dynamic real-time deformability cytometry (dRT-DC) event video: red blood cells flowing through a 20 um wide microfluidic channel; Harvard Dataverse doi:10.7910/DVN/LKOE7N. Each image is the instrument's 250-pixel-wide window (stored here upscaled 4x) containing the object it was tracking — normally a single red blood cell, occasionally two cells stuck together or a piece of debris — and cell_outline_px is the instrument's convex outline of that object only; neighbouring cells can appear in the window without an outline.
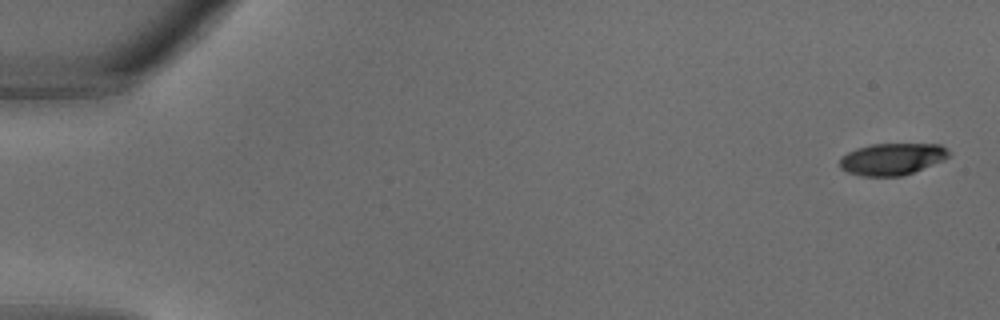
{"species": "common noctule bat (a hibernating species)", "species_latin": "Nyctalus noctula", "temperature_condition": "warm", "stored_images_in_passage": 34, "camera_frame_rate_fps": 3000, "um_per_image_px": 0.085, "animal": {"sex": "male", "body_mass_g": 18.8}, "frame": {"image": 1, "passage_image": 1, "time_ms": 0.0, "image_size_px": [1000, 320], "cell_outline_px": [[948, 156], [944, 160], [912, 172], [900, 176], [864, 176], [848, 172], [840, 168], [840, 156], [856, 148], [872, 144], [940, 144], [948, 148]], "centroid_in_image_um": [75.81, 13.51], "position_along_channel_um": 9.2, "area_um2": 20.11}}
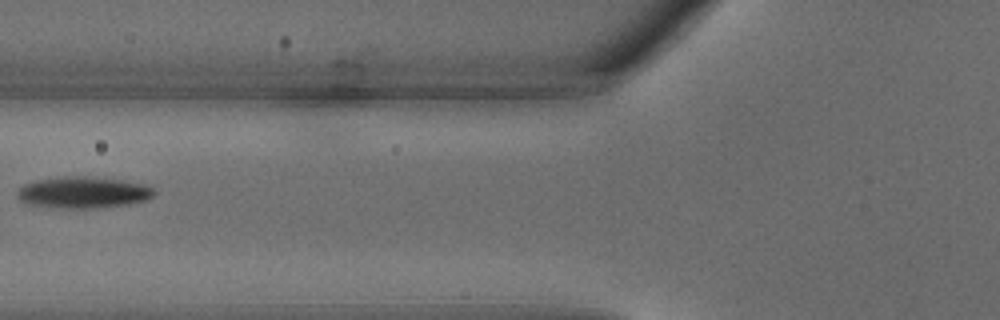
{"frame": {"image": 2, "passage_image": 14, "time_ms": 4.333, "image_size_px": [1000, 320], "cell_outline_px": [[156, 192], [148, 200], [128, 204], [96, 208], [56, 208], [28, 204], [20, 200], [16, 196], [16, 192], [24, 184], [36, 180], [64, 176], [84, 176], [120, 180], [144, 184], [152, 188]], "centroid_in_image_um": [7.05, 16.36], "position_along_channel_um": 118.8, "area_um2": 25.14}}
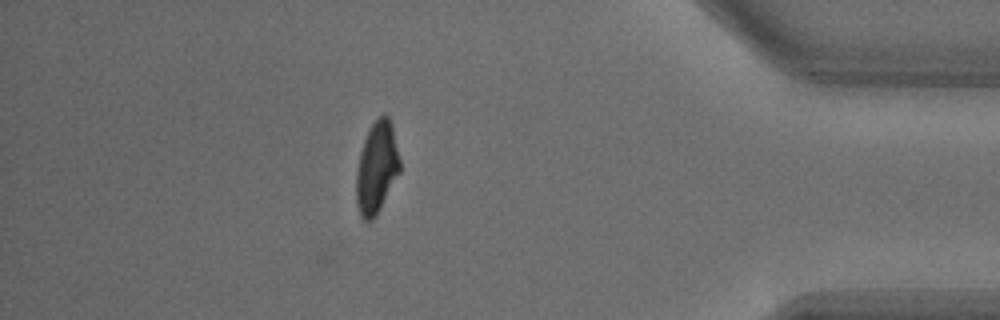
{"frame": {"image": 3, "passage_image": 30, "time_ms": 9.667, "image_size_px": [1000, 320], "cell_outline_px": [[400, 172], [376, 216], [372, 220], [364, 220], [360, 216], [356, 204], [356, 172], [360, 152], [364, 140], [372, 124], [384, 112], [388, 116], [392, 124], [400, 160]], "centroid_in_image_um": [32.02, 14.26], "position_along_channel_um": 403.2, "area_um2": 23.29}}